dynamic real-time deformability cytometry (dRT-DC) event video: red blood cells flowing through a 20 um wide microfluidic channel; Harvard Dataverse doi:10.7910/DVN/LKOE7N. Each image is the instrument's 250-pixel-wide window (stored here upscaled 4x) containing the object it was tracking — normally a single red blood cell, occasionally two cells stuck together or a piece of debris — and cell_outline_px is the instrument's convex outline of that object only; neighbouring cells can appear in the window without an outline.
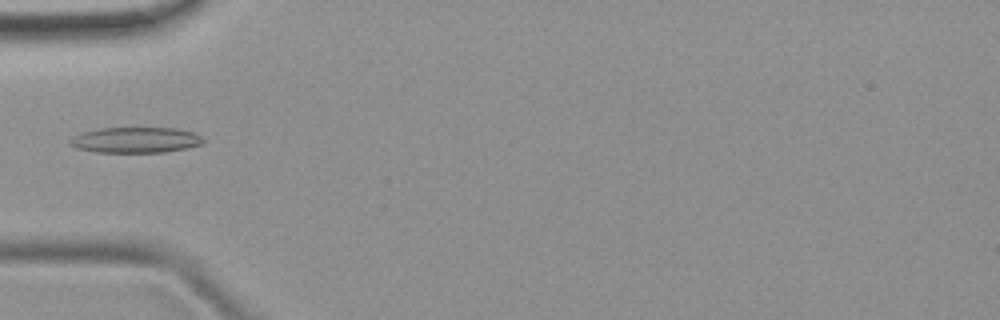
{"species": "common noctule bat (a hibernating species)", "species_latin": "Nyctalus noctula", "temperature_condition": "room temperature", "stored_images_in_passage": 5, "camera_frame_rate_fps": 3000, "um_per_image_px": 0.085, "animal": {"sex": "female", "body_mass_g": 19.9}, "frame": {"image": 1, "passage_image": 5, "time_ms": 4.667, "image_size_px": [1000, 320], "cell_outline_px": [[204, 144], [188, 148], [164, 152], [96, 152], [76, 148], [72, 144], [72, 136], [84, 132], [100, 128], [176, 128], [196, 132], [204, 140]], "centroid_in_image_um": [11.6, 11.9], "position_along_channel_um": 73.4, "area_um2": 19.88}}